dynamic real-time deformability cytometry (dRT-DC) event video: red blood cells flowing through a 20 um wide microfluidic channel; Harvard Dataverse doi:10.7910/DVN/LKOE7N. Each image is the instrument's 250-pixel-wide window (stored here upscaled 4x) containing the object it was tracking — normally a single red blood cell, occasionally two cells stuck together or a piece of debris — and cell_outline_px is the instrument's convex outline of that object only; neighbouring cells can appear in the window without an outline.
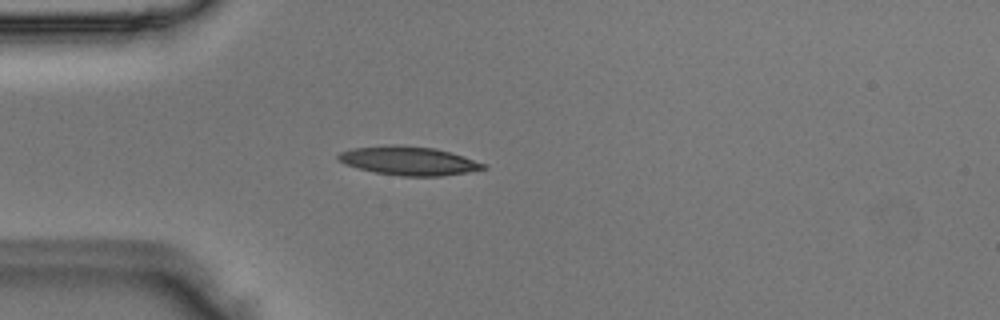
{"species": "Egyptian fruit bat (a non-hibernating species)", "species_latin": "Rousettus aegyptiacus", "temperature_condition": "room temperature", "stored_images_in_passage": 50, "camera_frame_rate_fps": 3000, "um_per_image_px": 0.085, "animal": {"sex": "male"}, "frame": {"image": 1, "passage_image": 14, "time_ms": 4.333, "image_size_px": [1000, 320], "cell_outline_px": [[488, 168], [468, 172], [440, 176], [400, 176], [376, 172], [344, 164], [336, 160], [336, 156], [340, 152], [352, 148], [388, 144], [400, 144], [436, 148], [488, 164]], "centroid_in_image_um": [34.73, 13.65], "position_along_channel_um": 50.3, "area_um2": 24.51}}
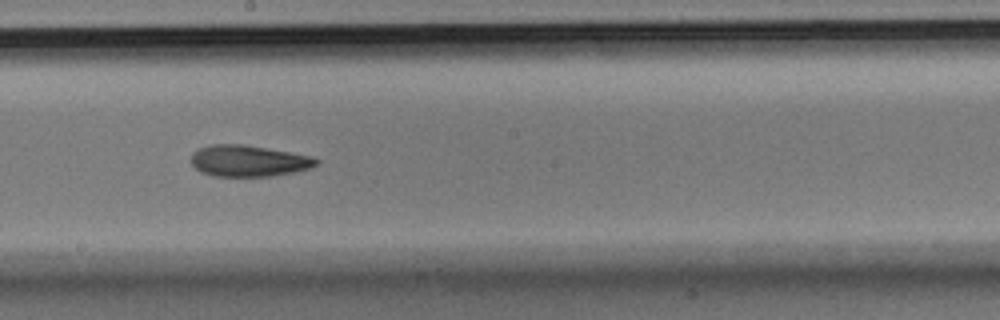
{"frame": {"image": 2, "passage_image": 28, "time_ms": 9.0, "image_size_px": [1000, 320], "cell_outline_px": [[320, 160], [316, 164], [308, 168], [292, 172], [272, 176], [212, 176], [200, 172], [192, 164], [192, 152], [200, 148], [212, 144], [244, 144], [292, 152], [312, 156]], "centroid_in_image_um": [21.11, 13.67], "position_along_channel_um": 227.1, "area_um2": 22.83}}
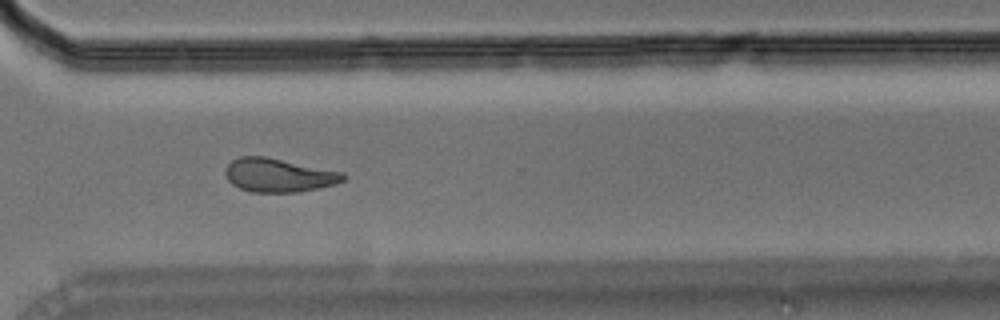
{"frame": {"image": 3, "passage_image": 37, "time_ms": 12.0, "image_size_px": [1000, 320], "cell_outline_px": [[348, 176], [344, 180], [336, 184], [320, 188], [296, 192], [252, 192], [240, 188], [232, 184], [224, 176], [224, 168], [232, 160], [240, 156], [264, 156], [344, 172]], "centroid_in_image_um": [23.68, 14.89], "position_along_channel_um": 346.9, "area_um2": 23.29}}